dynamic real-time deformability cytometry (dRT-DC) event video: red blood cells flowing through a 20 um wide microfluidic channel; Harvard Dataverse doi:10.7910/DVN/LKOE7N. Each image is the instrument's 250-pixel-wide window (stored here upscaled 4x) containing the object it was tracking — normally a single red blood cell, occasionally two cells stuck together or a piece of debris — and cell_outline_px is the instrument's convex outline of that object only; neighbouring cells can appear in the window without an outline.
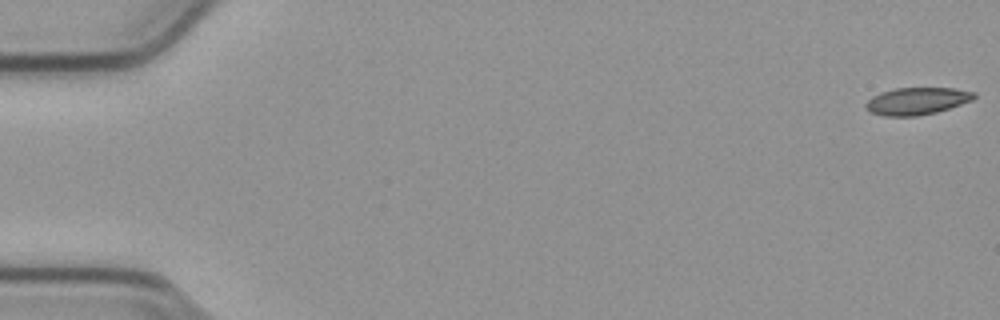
{"species": "common noctule bat (a hibernating species)", "species_latin": "Nyctalus noctula", "temperature_condition": "cold", "stored_images_in_passage": 55, "camera_frame_rate_fps": 3000, "um_per_image_px": 0.085, "animal": {"sex": "male", "body_mass_g": 23.1, "forearm_length_mm": 52.7}, "frame": {"image": 1, "passage_image": 1, "time_ms": 0.0, "image_size_px": [1000, 320], "cell_outline_px": [[976, 96], [972, 100], [936, 112], [916, 116], [884, 116], [872, 112], [864, 104], [872, 96], [880, 92], [896, 88], [956, 88], [976, 92]], "centroid_in_image_um": [77.95, 8.58], "position_along_channel_um": 7.1, "area_um2": 17.05}}
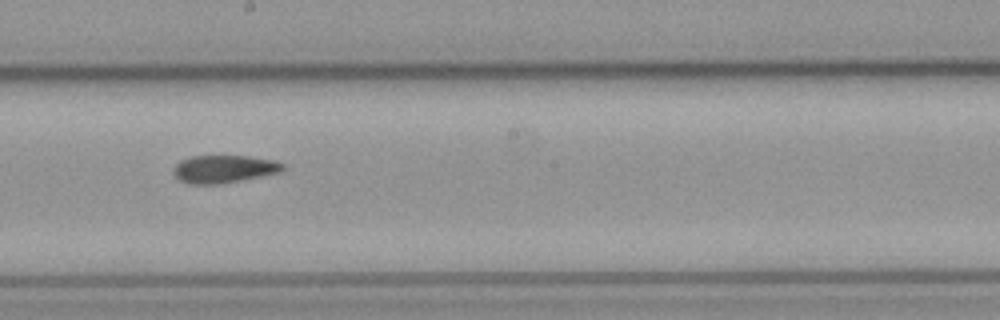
{"frame": {"image": 2, "passage_image": 31, "time_ms": 10.0, "image_size_px": [1000, 320], "cell_outline_px": [[284, 168], [280, 172], [220, 184], [188, 184], [180, 180], [172, 172], [172, 168], [180, 160], [188, 156], [248, 156], [276, 160], [284, 164]], "centroid_in_image_um": [19.0, 14.35], "position_along_channel_um": 229.2, "area_um2": 17.74}}
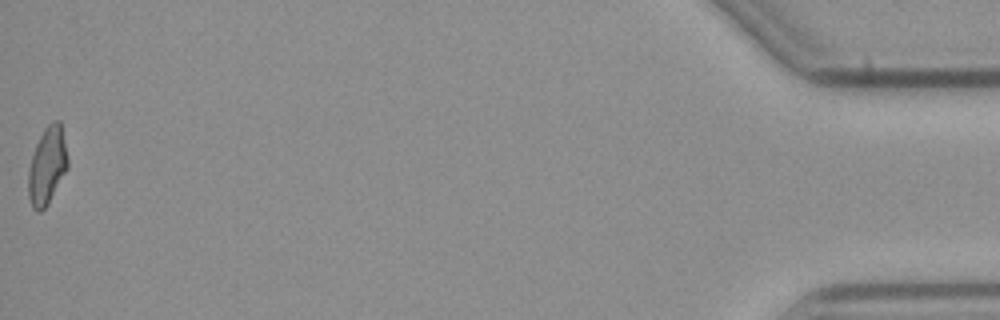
{"frame": {"image": 3, "passage_image": 55, "time_ms": 18.0, "image_size_px": [1000, 320], "cell_outline_px": [[68, 168], [48, 204], [40, 212], [36, 212], [32, 208], [28, 196], [28, 168], [36, 144], [44, 128], [52, 120], [60, 120], [68, 160]], "centroid_in_image_um": [4.0, 14.1], "position_along_channel_um": 431.2, "area_um2": 17.86}, "authors_computed_cell_mechanics": {"area_um2": 17.8602, "velocity_mm_per_s": 3.7944, "shape_relaxation_time_tau1_ms": 7.3957, "shape_relaxation_time_tau2_ms": 8.7059, "deformation_change_tau1": 0.1716, "deformation_change_tau2": 0.1231}}